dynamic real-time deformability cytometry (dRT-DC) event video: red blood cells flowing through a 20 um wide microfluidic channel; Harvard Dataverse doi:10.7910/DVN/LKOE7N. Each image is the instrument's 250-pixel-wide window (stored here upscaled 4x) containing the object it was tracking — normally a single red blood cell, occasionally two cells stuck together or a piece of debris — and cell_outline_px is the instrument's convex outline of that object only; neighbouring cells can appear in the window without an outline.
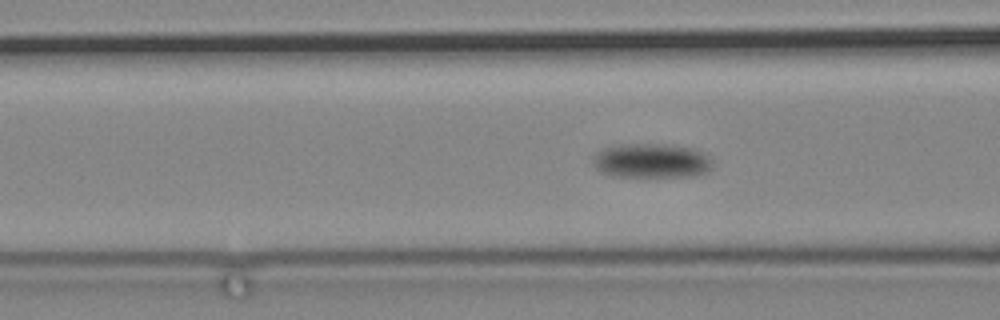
{"species": "common noctule bat (a hibernating species)", "species_latin": "Nyctalus noctula", "temperature_condition": "cold", "stored_images_in_passage": 100, "camera_frame_rate_fps": 3000, "um_per_image_px": 0.085, "animal": {"sex": "male", "body_mass_g": 19.2, "forearm_length_mm": 51.8}, "frame": {"image": 1, "passage_image": 50, "time_ms": 16.333, "image_size_px": [1000, 320], "cell_outline_px": [[712, 168], [708, 172], [692, 176], [612, 176], [600, 172], [596, 168], [592, 160], [596, 152], [604, 148], [620, 144], [668, 144], [696, 148], [704, 152], [712, 160]], "centroid_in_image_um": [55.4, 13.65], "position_along_channel_um": 111.2, "area_um2": 24.28}}
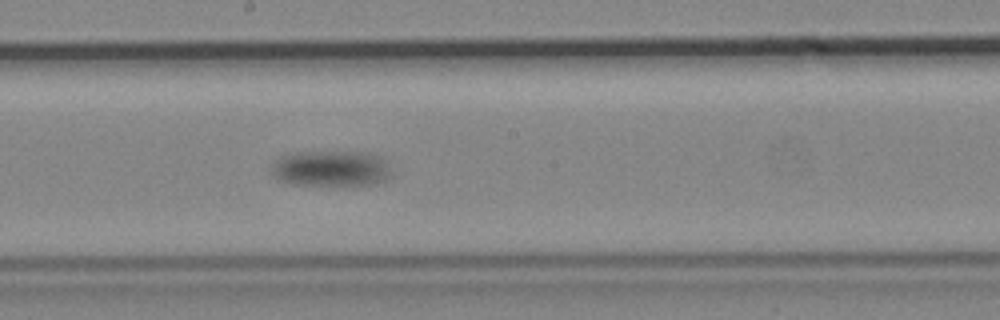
{"frame": {"image": 2, "passage_image": 63, "time_ms": 20.667, "image_size_px": [1000, 320], "cell_outline_px": [[392, 176], [376, 184], [292, 184], [276, 180], [272, 172], [272, 164], [280, 156], [288, 152], [368, 152], [380, 156], [384, 160], [392, 172]], "centroid_in_image_um": [28.12, 14.3], "position_along_channel_um": 220.1, "area_um2": 25.09}}
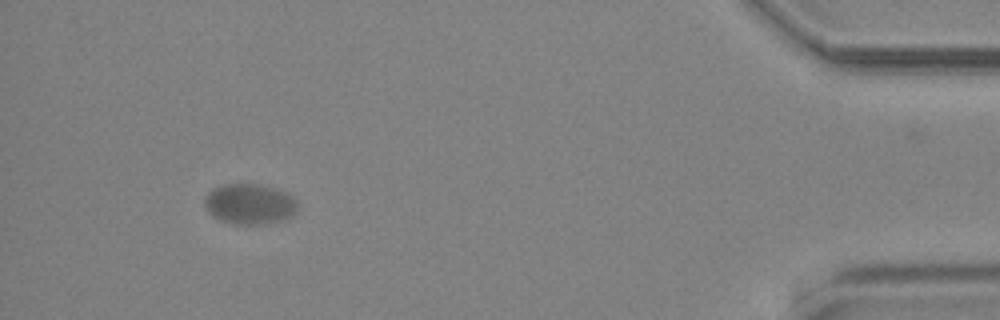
{"frame": {"image": 3, "passage_image": 94, "time_ms": 31.0, "image_size_px": [1000, 320], "cell_outline_px": [[296, 212], [292, 216], [280, 220], [264, 224], [232, 224], [220, 220], [212, 216], [208, 212], [204, 204], [204, 196], [212, 188], [224, 184], [260, 184], [284, 192], [292, 196], [296, 200]], "centroid_in_image_um": [21.17, 17.34], "position_along_channel_um": 414.0, "area_um2": 21.96}}